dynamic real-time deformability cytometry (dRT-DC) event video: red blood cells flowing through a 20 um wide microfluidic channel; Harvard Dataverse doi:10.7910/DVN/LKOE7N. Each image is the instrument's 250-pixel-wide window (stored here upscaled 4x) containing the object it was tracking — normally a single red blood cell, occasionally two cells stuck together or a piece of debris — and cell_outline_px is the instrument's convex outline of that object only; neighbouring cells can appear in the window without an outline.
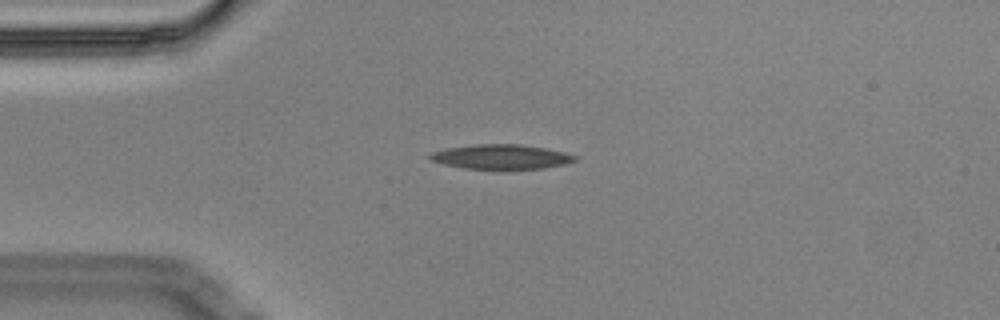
{"species": "Egyptian fruit bat (a non-hibernating species)", "species_latin": "Rousettus aegyptiacus", "temperature_condition": "cold", "stored_images_in_passage": 4, "camera_frame_rate_fps": 3000, "um_per_image_px": 0.085, "animal": {"sex": "male"}, "frame": {"image": 1, "passage_image": 1, "time_ms": 0.0, "image_size_px": [1000, 320], "cell_outline_px": [[576, 160], [564, 164], [544, 168], [464, 168], [444, 164], [432, 160], [428, 156], [432, 152], [448, 148], [472, 144], [520, 144], [544, 148], [564, 152], [576, 156]], "centroid_in_image_um": [42.59, 13.31], "position_along_channel_um": 42.4, "area_um2": 20.35}}
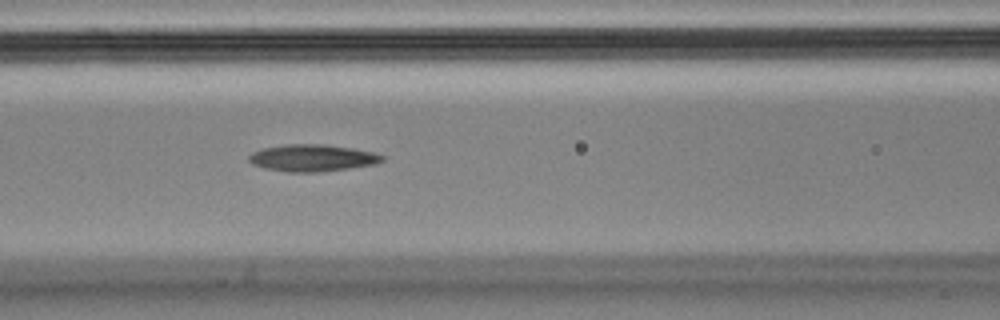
{"frame": {"image": 2, "passage_image": 4, "time_ms": 1.0, "image_size_px": [1000, 320], "cell_outline_px": [[384, 160], [372, 164], [352, 168], [320, 172], [288, 172], [264, 168], [252, 164], [248, 160], [248, 156], [252, 152], [260, 148], [288, 144], [324, 144], [352, 148], [376, 152], [384, 156]], "centroid_in_image_um": [26.53, 13.42], "position_along_channel_um": 140.1, "area_um2": 21.1}}